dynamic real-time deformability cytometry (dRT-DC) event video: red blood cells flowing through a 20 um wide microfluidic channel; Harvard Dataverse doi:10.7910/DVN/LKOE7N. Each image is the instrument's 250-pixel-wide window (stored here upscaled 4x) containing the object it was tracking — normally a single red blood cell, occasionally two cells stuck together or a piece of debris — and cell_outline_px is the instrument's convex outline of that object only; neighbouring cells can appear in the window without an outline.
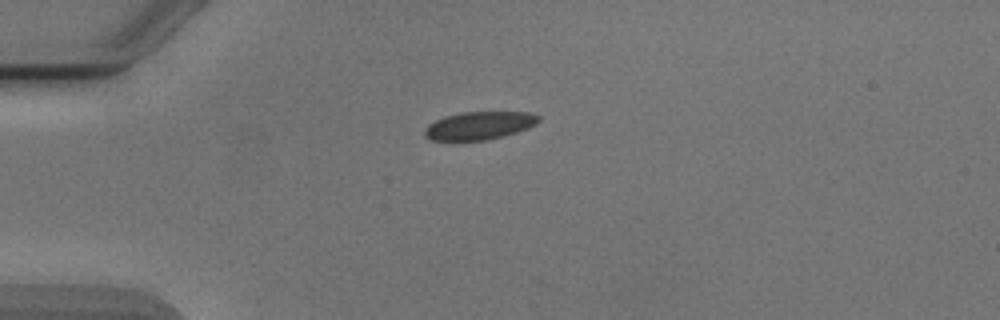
{"species": "Egyptian fruit bat (a non-hibernating species)", "species_latin": "Rousettus aegyptiacus", "temperature_condition": "cold", "stored_images_in_passage": 6, "camera_frame_rate_fps": 3000, "um_per_image_px": 0.085, "animal": {"sex": "male"}, "frame": {"image": 1, "passage_image": 1, "time_ms": 0.0, "image_size_px": [1000, 320], "cell_outline_px": [[540, 120], [536, 124], [528, 128], [504, 136], [484, 140], [432, 140], [424, 136], [424, 128], [428, 124], [444, 116], [460, 112], [532, 112], [540, 116]], "centroid_in_image_um": [40.74, 10.66], "position_along_channel_um": 44.3, "area_um2": 18.67}}
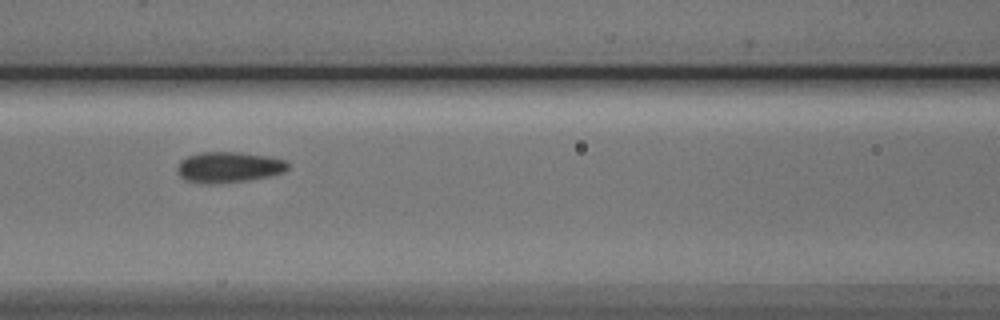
{"frame": {"image": 2, "passage_image": 4, "time_ms": 3.333, "image_size_px": [1000, 320], "cell_outline_px": [[288, 168], [284, 172], [268, 176], [248, 180], [208, 184], [188, 180], [180, 176], [176, 168], [180, 160], [188, 156], [200, 152], [240, 152], [268, 156], [284, 160], [288, 164]], "centroid_in_image_um": [19.43, 14.2], "position_along_channel_um": 147.2, "area_um2": 19.65}}
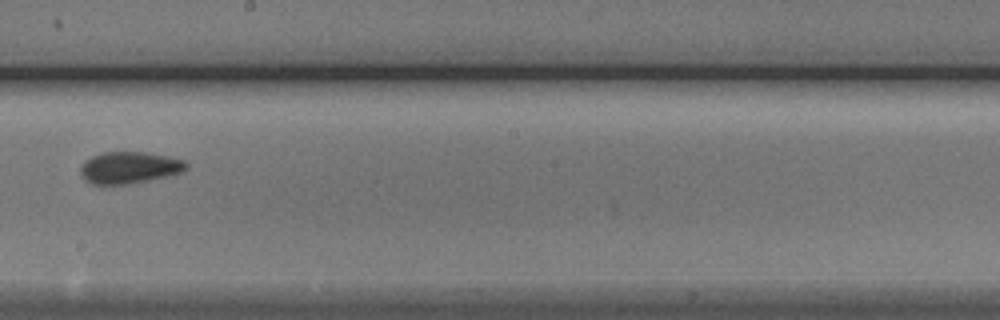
{"frame": {"image": 3, "passage_image": 6, "time_ms": 5.667, "image_size_px": [1000, 320], "cell_outline_px": [[188, 168], [180, 172], [148, 180], [124, 184], [92, 184], [84, 180], [80, 176], [80, 168], [84, 160], [100, 152], [144, 152], [168, 156], [184, 160], [188, 164]], "centroid_in_image_um": [10.94, 14.23], "position_along_channel_um": 237.3, "area_um2": 19.54}}